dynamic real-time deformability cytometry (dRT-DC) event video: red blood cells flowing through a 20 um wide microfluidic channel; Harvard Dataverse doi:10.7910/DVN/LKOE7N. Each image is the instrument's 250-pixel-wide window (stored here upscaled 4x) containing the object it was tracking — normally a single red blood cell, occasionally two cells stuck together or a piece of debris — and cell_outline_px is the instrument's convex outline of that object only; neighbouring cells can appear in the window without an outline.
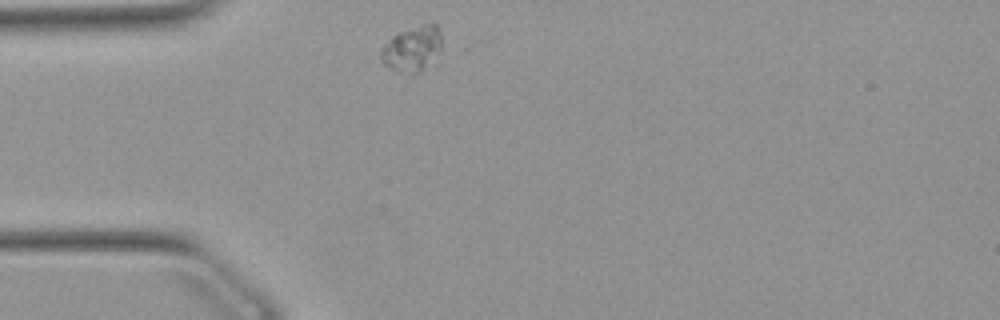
{"species": "Egyptian fruit bat (a non-hibernating species)", "species_latin": "Rousettus aegyptiacus", "temperature_condition": "warm", "stored_images_in_passage": 2, "camera_frame_rate_fps": 3000, "um_per_image_px": 0.085, "animal": {"sex": "female"}, "frame": {"image": 1, "passage_image": 1, "time_ms": 0.0, "image_size_px": [1000, 320], "cell_outline_px": [[440, 52], [436, 64], [420, 72], [412, 72], [388, 68], [384, 64], [380, 56], [380, 48], [392, 36], [400, 32], [420, 24], [436, 24], [440, 32]], "centroid_in_image_um": [35.08, 4.16], "position_along_channel_um": 49.9, "area_um2": 16.24}}